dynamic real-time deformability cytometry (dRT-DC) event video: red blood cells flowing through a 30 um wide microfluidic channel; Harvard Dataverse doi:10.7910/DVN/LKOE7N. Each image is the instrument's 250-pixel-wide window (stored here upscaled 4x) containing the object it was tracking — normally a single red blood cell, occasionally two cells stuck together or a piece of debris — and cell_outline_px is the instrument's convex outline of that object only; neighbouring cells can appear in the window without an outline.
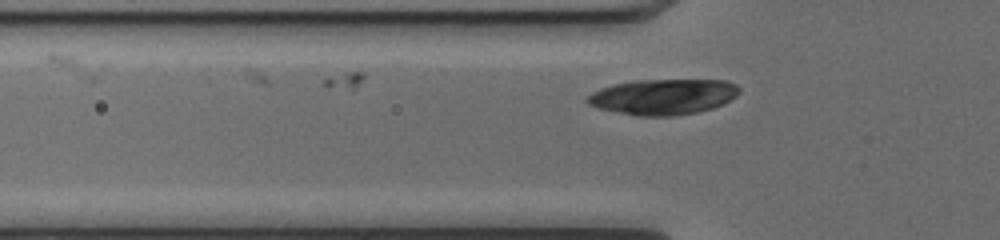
{"species": "common noctule bat (a hibernating species)", "species_latin": "Nyctalus noctula", "temperature_condition": "cold", "stored_images_in_passage": 4, "camera_frame_rate_fps": 3000, "um_per_image_px": 0.085, "animal": {"sex": "female", "body_mass_g": 17.0, "forearm_length_mm": 48.0}, "frame": {"image": 1, "passage_image": 4, "time_ms": 1.0, "image_size_px": [1000, 240], "cell_outline_px": [[740, 92], [736, 96], [712, 108], [696, 112], [676, 116], [636, 116], [596, 108], [588, 104], [584, 100], [592, 92], [600, 88], [616, 84], [636, 80], [724, 80], [736, 84], [740, 88]], "centroid_in_image_um": [56.33, 8.23], "position_along_channel_um": 69.5, "area_um2": 31.56}}